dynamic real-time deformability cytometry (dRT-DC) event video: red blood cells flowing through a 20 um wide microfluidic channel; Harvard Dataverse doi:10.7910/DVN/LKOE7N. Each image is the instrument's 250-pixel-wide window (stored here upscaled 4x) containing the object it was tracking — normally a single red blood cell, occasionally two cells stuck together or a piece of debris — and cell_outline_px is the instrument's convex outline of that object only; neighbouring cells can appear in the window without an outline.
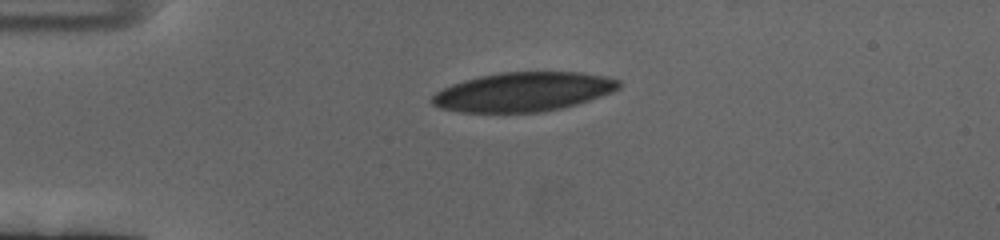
{"species": "human", "species_latin": "Homo sapiens", "temperature_condition": "cold", "stored_images_in_passage": 47, "camera_frame_rate_fps": 3000, "um_per_image_px": 0.085, "donor": {"sex": "female"}, "frame": {"image": 1, "passage_image": 1, "time_ms": 0.0, "image_size_px": [1000, 240], "cell_outline_px": [[620, 88], [612, 92], [564, 108], [544, 112], [460, 112], [440, 108], [432, 104], [432, 96], [436, 92], [452, 84], [464, 80], [480, 76], [500, 72], [576, 72], [604, 76], [620, 80]], "centroid_in_image_um": [44.48, 7.81], "position_along_channel_um": 40.5, "area_um2": 42.54}}
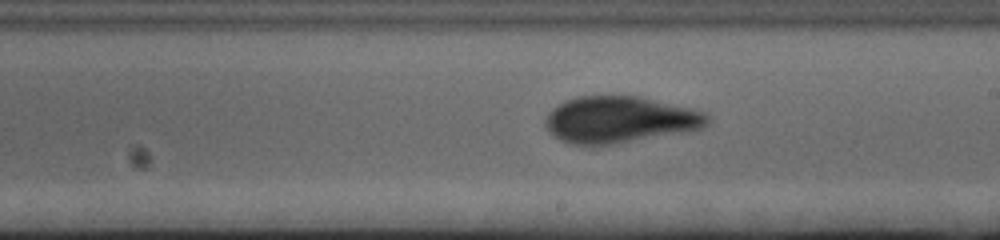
{"frame": {"image": 2, "passage_image": 22, "time_ms": 7.0, "image_size_px": [1000, 240], "cell_outline_px": [[708, 124], [704, 128], [688, 132], [612, 144], [568, 144], [560, 140], [544, 124], [544, 120], [548, 112], [552, 108], [564, 100], [580, 96], [636, 96], [688, 108], [704, 112], [708, 116]], "centroid_in_image_um": [52.66, 10.17], "position_along_channel_um": 236.3, "area_um2": 43.64}}
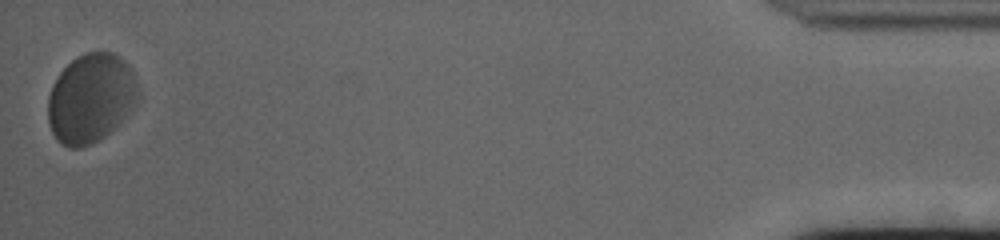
{"frame": {"image": 3, "passage_image": 47, "time_ms": 15.333, "image_size_px": [1000, 240], "cell_outline_px": [[140, 96], [120, 124], [116, 128], [92, 144], [80, 148], [68, 148], [60, 144], [56, 140], [52, 132], [48, 120], [48, 96], [52, 84], [60, 72], [76, 56], [84, 52], [112, 52], [120, 56], [132, 68], [136, 76], [140, 92]], "centroid_in_image_um": [7.74, 8.35], "position_along_channel_um": 427.5, "area_um2": 47.57}, "authors_computed_cell_mechanics": {"area_um2": 44.1592, "velocity_mm_per_s": 3.2915, "shape_relaxation_time_tau1_ms": 3.6012, "shape_relaxation_time_tau2_ms": 1.6956, "deformation_change_tau1": 0.1152, "deformation_change_tau2": 0.0864}}